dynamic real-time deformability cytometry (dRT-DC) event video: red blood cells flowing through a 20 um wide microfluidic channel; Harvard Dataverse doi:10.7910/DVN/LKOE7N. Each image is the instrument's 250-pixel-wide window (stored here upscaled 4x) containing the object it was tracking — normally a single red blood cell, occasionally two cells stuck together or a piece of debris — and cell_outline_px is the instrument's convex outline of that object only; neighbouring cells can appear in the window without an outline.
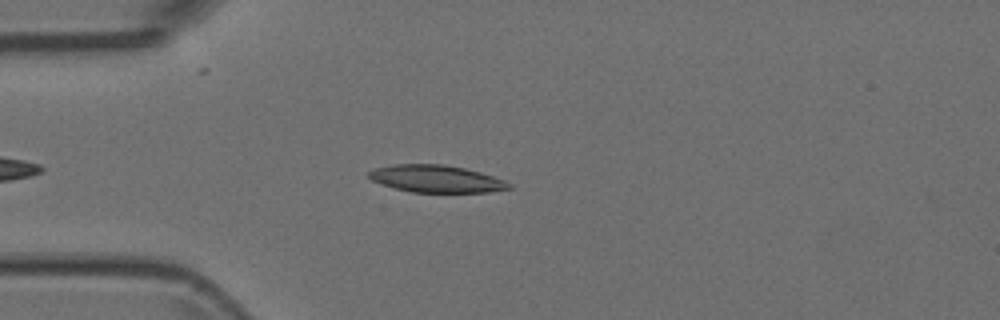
{"species": "Egyptian fruit bat (a non-hibernating species)", "species_latin": "Rousettus aegyptiacus", "temperature_condition": "room temperature", "stored_images_in_passage": 7, "segment_of_instrument_passage": [1, 2], "camera_frame_rate_fps": 3000, "um_per_image_px": 0.085, "animal": {"sex": "female"}, "frame": {"image": 1, "passage_image": 5, "time_ms": 1.333, "image_size_px": [1000, 320], "cell_outline_px": [[512, 188], [488, 192], [412, 192], [396, 188], [372, 180], [368, 176], [368, 172], [376, 168], [392, 164], [444, 164], [464, 168], [480, 172], [504, 180], [512, 184]], "centroid_in_image_um": [37.1, 15.19], "position_along_channel_um": 47.9, "area_um2": 22.08}}